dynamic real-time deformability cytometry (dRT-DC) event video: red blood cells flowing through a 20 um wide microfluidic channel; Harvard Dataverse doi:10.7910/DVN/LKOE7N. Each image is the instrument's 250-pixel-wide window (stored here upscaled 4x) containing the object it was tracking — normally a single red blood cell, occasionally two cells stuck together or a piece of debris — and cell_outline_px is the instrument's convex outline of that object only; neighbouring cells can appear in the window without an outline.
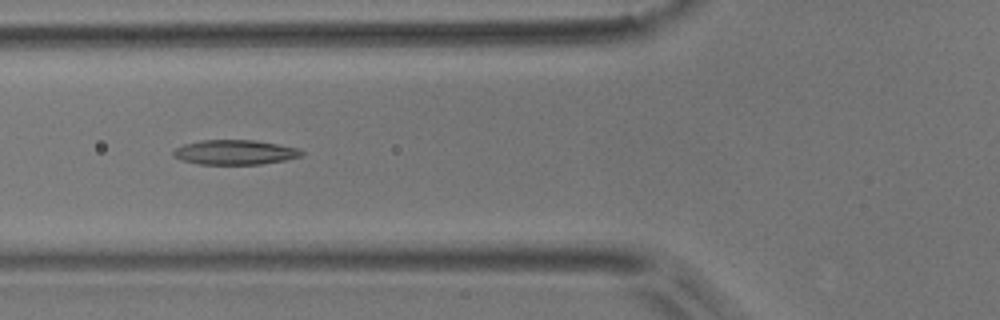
{"species": "common noctule bat (a hibernating species)", "species_latin": "Nyctalus noctula", "temperature_condition": "room temperature", "stored_images_in_passage": 5, "camera_frame_rate_fps": 3000, "um_per_image_px": 0.085, "animal": {"sex": "male", "body_mass_g": 17.9}, "frame": {"image": 1, "passage_image": 3, "time_ms": 0.667, "image_size_px": [1000, 320], "cell_outline_px": [[304, 156], [284, 160], [260, 164], [200, 164], [180, 160], [172, 156], [172, 152], [176, 148], [184, 144], [200, 140], [256, 140], [296, 148], [304, 152]], "centroid_in_image_um": [19.94, 12.94], "position_along_channel_um": 105.9, "area_um2": 18.44}}
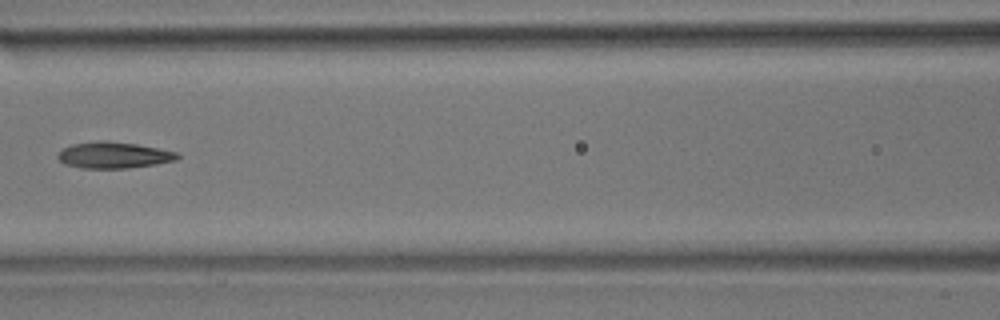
{"frame": {"image": 2, "passage_image": 4, "time_ms": 1.0, "image_size_px": [1000, 320], "cell_outline_px": [[180, 156], [176, 160], [156, 164], [128, 168], [80, 168], [64, 164], [56, 156], [64, 148], [72, 144], [96, 140], [108, 140], [136, 144], [180, 152]], "centroid_in_image_um": [9.68, 13.18], "position_along_channel_um": 156.9, "area_um2": 18.5}}
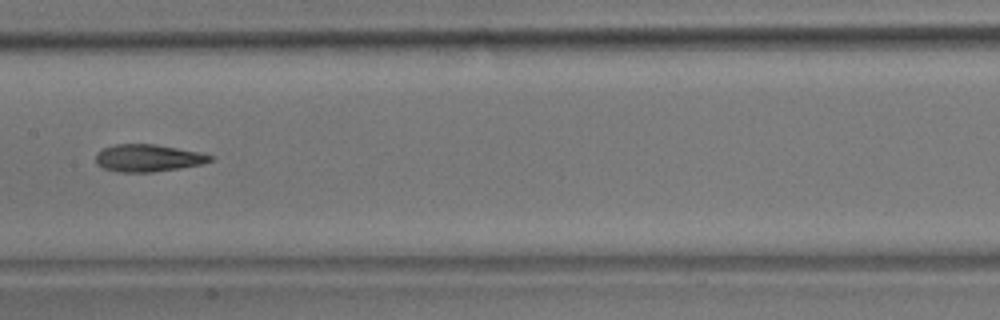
{"frame": {"image": 3, "passage_image": 5, "time_ms": 1.333, "image_size_px": [1000, 320], "cell_outline_px": [[212, 160], [200, 164], [180, 168], [152, 172], [116, 172], [104, 168], [96, 164], [96, 152], [104, 148], [116, 144], [156, 144], [200, 152], [212, 156]], "centroid_in_image_um": [12.55, 13.43], "position_along_channel_um": 194.9, "area_um2": 18.15}}